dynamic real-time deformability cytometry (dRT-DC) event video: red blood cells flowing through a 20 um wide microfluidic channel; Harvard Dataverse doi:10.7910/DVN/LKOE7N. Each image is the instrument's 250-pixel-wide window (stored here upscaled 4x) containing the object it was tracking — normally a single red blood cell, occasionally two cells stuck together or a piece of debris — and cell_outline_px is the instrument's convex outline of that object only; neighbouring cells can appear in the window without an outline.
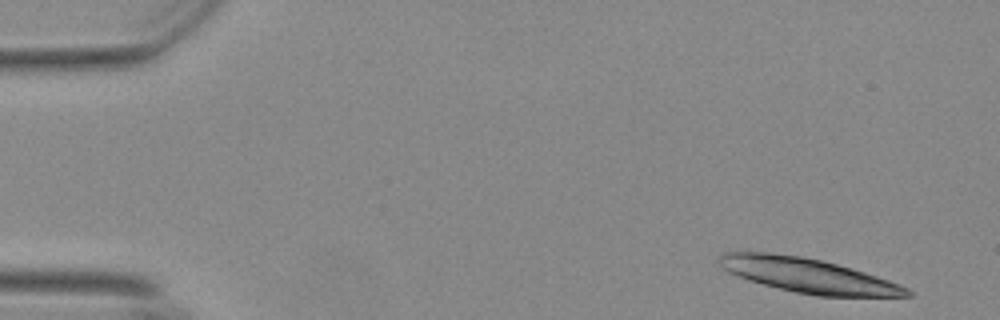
{"species": "Egyptian fruit bat (a non-hibernating species)", "species_latin": "Rousettus aegyptiacus", "temperature_condition": "warm", "stored_images_in_passage": 13, "camera_frame_rate_fps": 3000, "um_per_image_px": 0.085, "animal": {"sex": "female"}, "frame": {"image": 1, "passage_image": 3, "time_ms": 0.667, "image_size_px": [1000, 320], "cell_outline_px": [[912, 296], [816, 296], [796, 292], [748, 280], [728, 272], [716, 260], [724, 252], [768, 252], [804, 256], [852, 268], [888, 280], [908, 288], [912, 292]], "centroid_in_image_um": [68.67, 23.4], "position_along_channel_um": 16.3, "area_um2": 37.4}}